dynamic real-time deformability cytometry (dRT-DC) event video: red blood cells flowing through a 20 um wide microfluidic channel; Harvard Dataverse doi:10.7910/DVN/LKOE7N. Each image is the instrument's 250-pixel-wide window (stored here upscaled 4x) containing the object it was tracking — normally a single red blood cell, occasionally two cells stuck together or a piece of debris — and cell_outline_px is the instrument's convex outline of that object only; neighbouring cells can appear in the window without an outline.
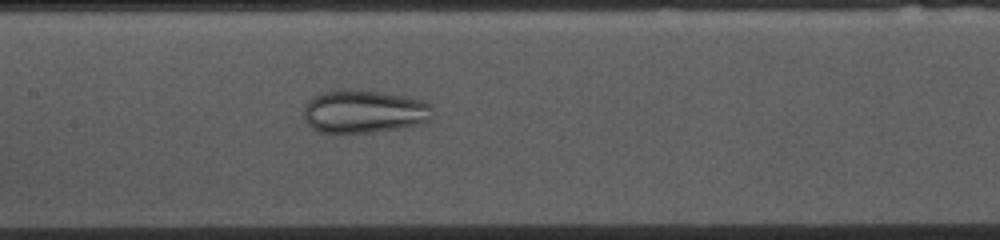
{"species": "common noctule bat (a hibernating species)", "species_latin": "Nyctalus noctula", "temperature_condition": "cold", "stored_images_in_passage": 44, "camera_frame_rate_fps": 3000, "um_per_image_px": 0.085, "animal": {"sex": "female", "body_mass_g": 10.0, "forearm_length_mm": 53.1}, "frame": {"image": 1, "passage_image": 16, "time_ms": 5.0, "image_size_px": [1000, 240], "cell_outline_px": [[432, 108], [428, 120], [424, 124], [400, 128], [372, 132], [316, 132], [308, 124], [304, 116], [304, 108], [308, 100], [324, 92], [344, 88], [384, 92], [408, 96], [428, 100], [432, 104]], "centroid_in_image_um": [30.99, 9.46], "position_along_channel_um": 176.4, "area_um2": 32.71}}
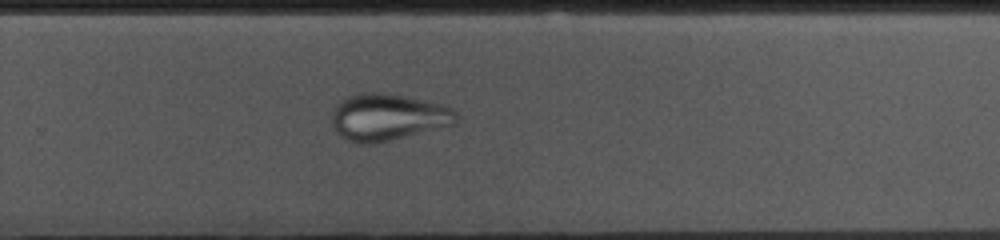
{"frame": {"image": 2, "passage_image": 26, "time_ms": 8.333, "image_size_px": [1000, 240], "cell_outline_px": [[460, 116], [456, 124], [372, 144], [360, 144], [348, 140], [340, 136], [336, 132], [332, 124], [332, 112], [336, 104], [340, 100], [348, 96], [364, 92], [380, 92], [440, 104], [452, 108]], "centroid_in_image_um": [32.94, 9.96], "position_along_channel_um": 296.9, "area_um2": 33.76}}
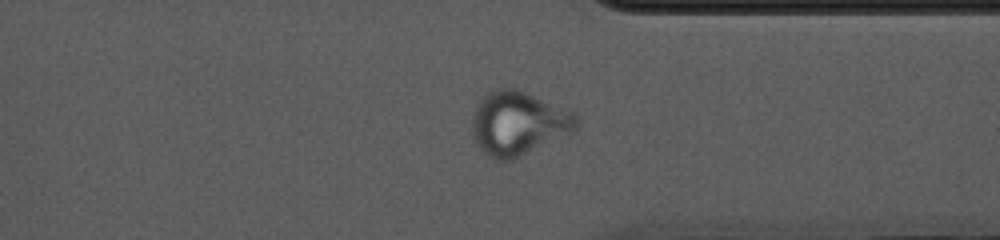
{"frame": {"image": 3, "passage_image": 32, "time_ms": 10.333, "image_size_px": [1000, 240], "cell_outline_px": [[580, 124], [576, 132], [512, 160], [496, 160], [488, 156], [480, 148], [472, 132], [472, 116], [476, 104], [488, 92], [500, 88], [516, 88], [576, 112], [580, 120]], "centroid_in_image_um": [44.12, 10.48], "position_along_channel_um": 367.3, "area_um2": 39.36}}